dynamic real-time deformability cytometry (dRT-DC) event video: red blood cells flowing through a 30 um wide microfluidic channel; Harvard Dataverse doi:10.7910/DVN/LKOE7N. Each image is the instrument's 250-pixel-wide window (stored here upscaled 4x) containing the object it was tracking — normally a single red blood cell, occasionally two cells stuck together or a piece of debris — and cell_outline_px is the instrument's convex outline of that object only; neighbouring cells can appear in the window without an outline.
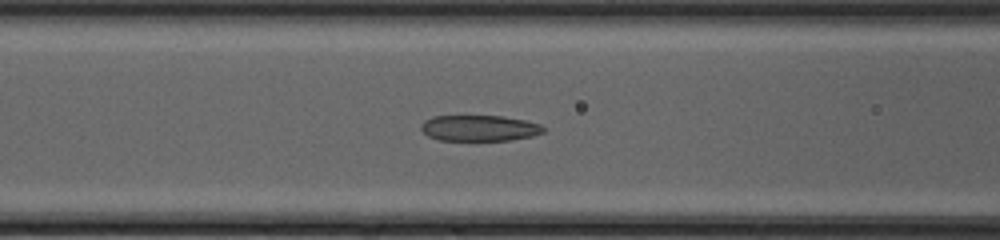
{"species": "common noctule bat (a hibernating species)", "species_latin": "Nyctalus noctula", "temperature_condition": "cold", "stored_images_in_passage": 51, "camera_frame_rate_fps": 3000, "um_per_image_px": 0.085, "animal": {"sex": "female", "body_mass_g": 20.0, "forearm_length_mm": 54.0}, "frame": {"image": 1, "passage_image": 23, "time_ms": 7.333, "image_size_px": [1000, 240], "cell_outline_px": [[544, 132], [532, 136], [512, 140], [440, 140], [428, 136], [420, 128], [420, 124], [424, 120], [432, 116], [504, 116], [524, 120], [540, 124], [544, 128]], "centroid_in_image_um": [40.73, 10.88], "position_along_channel_um": 125.9, "area_um2": 18.5}}
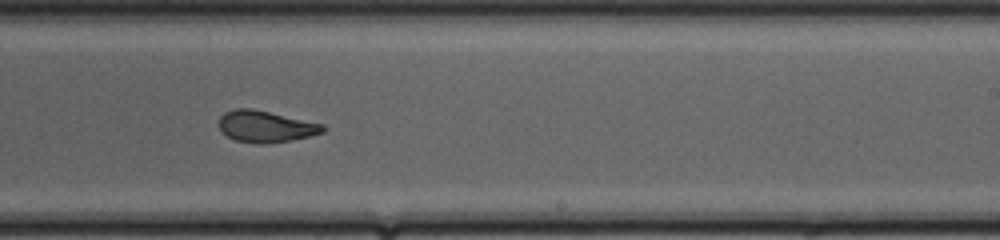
{"frame": {"image": 2, "passage_image": 33, "time_ms": 10.667, "image_size_px": [1000, 240], "cell_outline_px": [[324, 132], [292, 140], [264, 144], [256, 144], [236, 140], [228, 136], [220, 128], [220, 116], [224, 112], [236, 108], [252, 108], [324, 124]], "centroid_in_image_um": [22.58, 10.75], "position_along_channel_um": 266.4, "area_um2": 18.96}}
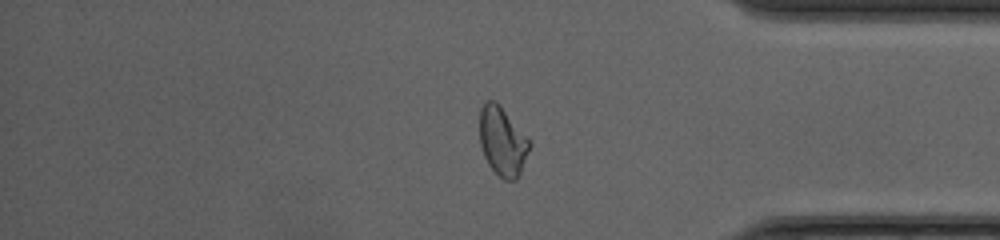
{"frame": {"image": 3, "passage_image": 43, "time_ms": 14.0, "image_size_px": [1000, 240], "cell_outline_px": [[532, 144], [520, 172], [516, 180], [504, 180], [488, 164], [484, 156], [480, 144], [480, 108], [488, 100], [496, 100], [500, 104]], "centroid_in_image_um": [42.7, 12.0], "position_along_channel_um": 392.5, "area_um2": 19.83}, "authors_computed_cell_mechanics": {"area_um2": 20.519, "velocity_mm_per_s": 4.232, "shape_relaxation_time_tau1_ms": null, "shape_relaxation_time_tau2_ms": 1.3765, "deformation_change_tau1": null, "deformation_change_tau2": 0.0779}}